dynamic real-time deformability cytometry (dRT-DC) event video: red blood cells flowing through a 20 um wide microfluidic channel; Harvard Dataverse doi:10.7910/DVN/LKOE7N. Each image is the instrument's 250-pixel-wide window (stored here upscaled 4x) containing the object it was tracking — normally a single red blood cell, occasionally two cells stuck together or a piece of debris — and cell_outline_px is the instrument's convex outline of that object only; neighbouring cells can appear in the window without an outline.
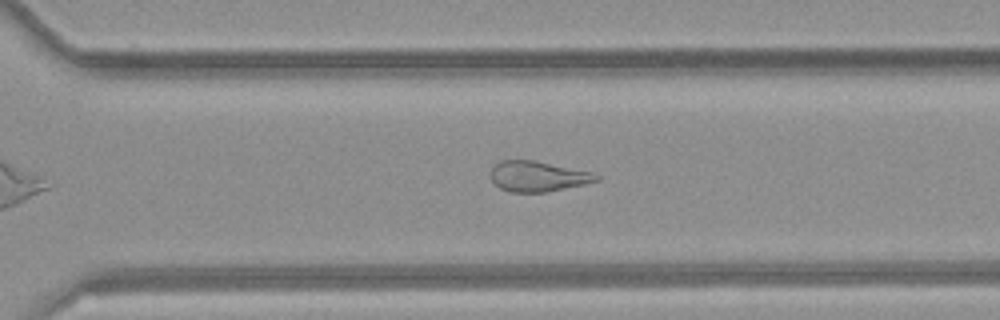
{"species": "common noctule bat (a hibernating species)", "species_latin": "Nyctalus noctula", "temperature_condition": "room temperature", "stored_images_in_passage": 26, "camera_frame_rate_fps": 3000, "um_per_image_px": 0.085, "animal": {"sex": "female", "body_mass_g": 21.9}, "frame": {"image": 1, "passage_image": 22, "time_ms": 7.0, "image_size_px": [1000, 320], "cell_outline_px": [[600, 180], [584, 184], [548, 192], [512, 192], [500, 188], [492, 180], [492, 168], [500, 160], [532, 160], [592, 172], [600, 176]], "centroid_in_image_um": [45.74, 14.99], "position_along_channel_um": 324.9, "area_um2": 18.5}}